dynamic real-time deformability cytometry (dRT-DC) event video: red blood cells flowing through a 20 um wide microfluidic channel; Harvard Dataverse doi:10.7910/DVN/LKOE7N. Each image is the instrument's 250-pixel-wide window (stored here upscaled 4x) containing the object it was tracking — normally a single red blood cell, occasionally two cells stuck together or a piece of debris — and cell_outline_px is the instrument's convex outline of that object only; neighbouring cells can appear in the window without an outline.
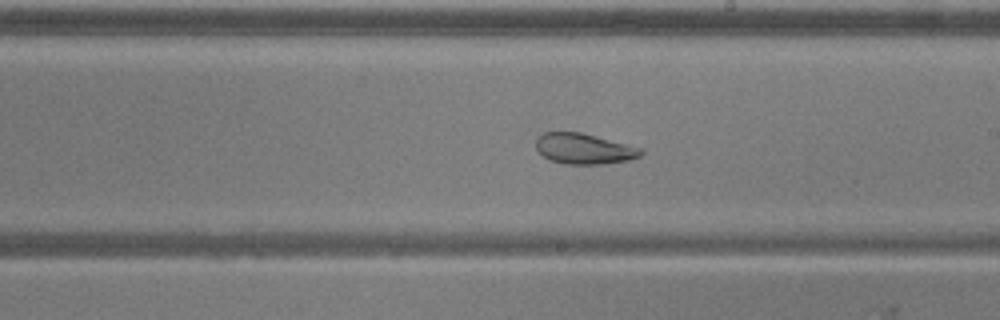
{"species": "common noctule bat (a hibernating species)", "species_latin": "Nyctalus noctula", "temperature_condition": "warm", "stored_images_in_passage": 41, "camera_frame_rate_fps": 3000, "um_per_image_px": 0.085, "animal": {"sex": "male", "body_mass_g": 20.5, "forearm_length_mm": 52.5}, "frame": {"image": 1, "passage_image": 18, "time_ms": 5.667, "image_size_px": [1000, 320], "cell_outline_px": [[644, 152], [640, 156], [628, 160], [604, 164], [564, 164], [552, 160], [544, 156], [536, 148], [536, 136], [544, 132], [580, 132], [640, 148]], "centroid_in_image_um": [49.61, 12.64], "position_along_channel_um": 239.4, "area_um2": 18.5}, "authors_computed_cell_mechanics": {"area_um2": 25.432, "velocity_mm_per_s": 3.9365, "shape_relaxation_time_tau1_ms": null, "shape_relaxation_time_tau2_ms": 1.34, "deformation_change_tau1": null, "deformation_change_tau2": 0.0713}}